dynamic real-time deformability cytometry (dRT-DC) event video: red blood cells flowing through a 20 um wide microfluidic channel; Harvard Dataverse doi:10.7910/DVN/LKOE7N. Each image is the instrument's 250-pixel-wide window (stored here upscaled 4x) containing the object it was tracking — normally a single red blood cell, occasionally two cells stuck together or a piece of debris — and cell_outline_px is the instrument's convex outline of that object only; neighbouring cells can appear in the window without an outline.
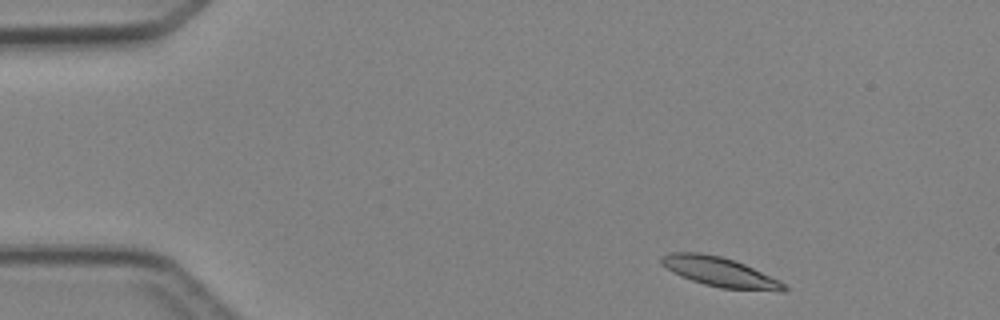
{"species": "Egyptian fruit bat (a non-hibernating species)", "species_latin": "Rousettus aegyptiacus", "temperature_condition": "cold", "stored_images_in_passage": 3, "camera_frame_rate_fps": 3000, "um_per_image_px": 0.085, "animal": {"sex": "female"}, "frame": {"image": 1, "passage_image": 1, "time_ms": 0.0, "image_size_px": [1000, 320], "cell_outline_px": [[788, 288], [784, 292], [780, 292], [720, 288], [704, 284], [680, 276], [672, 272], [660, 264], [660, 256], [672, 252], [700, 252], [720, 256], [744, 264], [780, 280]], "centroid_in_image_um": [61.18, 23.13], "position_along_channel_um": 23.8, "area_um2": 21.27}}